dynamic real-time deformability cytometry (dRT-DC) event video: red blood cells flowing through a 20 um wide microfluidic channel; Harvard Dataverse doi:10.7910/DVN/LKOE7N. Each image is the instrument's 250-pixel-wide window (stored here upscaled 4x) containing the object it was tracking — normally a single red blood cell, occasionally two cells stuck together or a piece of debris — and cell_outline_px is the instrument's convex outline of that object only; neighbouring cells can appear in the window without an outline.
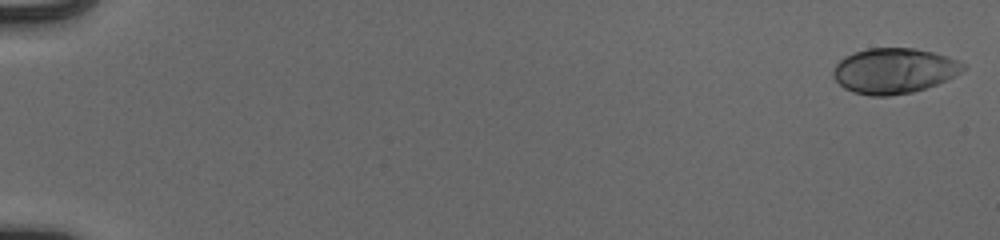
{"species": "human", "species_latin": "Homo sapiens", "temperature_condition": "cold", "stored_images_in_passage": 54, "camera_frame_rate_fps": 3000, "um_per_image_px": 0.085, "donor": {"sex": "male"}, "frame": {"image": 1, "passage_image": 1, "time_ms": 0.0, "image_size_px": [1000, 240], "cell_outline_px": [[968, 68], [956, 76], [936, 84], [912, 92], [888, 96], [872, 96], [852, 92], [844, 88], [832, 76], [832, 72], [836, 64], [844, 56], [852, 52], [868, 48], [916, 48], [948, 56], [964, 64]], "centroid_in_image_um": [75.99, 6.01], "position_along_channel_um": 9.0, "area_um2": 34.51}}
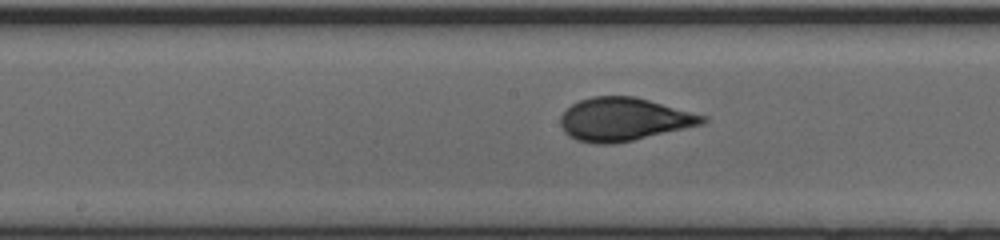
{"frame": {"image": 2, "passage_image": 30, "time_ms": 9.667, "image_size_px": [1000, 240], "cell_outline_px": [[708, 120], [704, 124], [632, 140], [612, 144], [596, 144], [576, 140], [568, 136], [564, 132], [560, 124], [560, 116], [572, 104], [580, 100], [592, 96], [636, 96], [708, 116]], "centroid_in_image_um": [53.03, 10.14], "position_along_channel_um": 195.2, "area_um2": 35.84}}
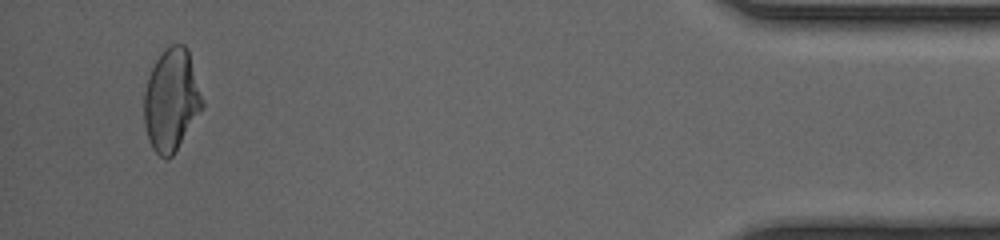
{"frame": {"image": 3, "passage_image": 52, "time_ms": 17.0, "image_size_px": [1000, 240], "cell_outline_px": [[204, 104], [200, 112], [172, 156], [168, 160], [160, 156], [152, 148], [148, 140], [144, 124], [144, 92], [148, 76], [156, 60], [172, 44], [184, 44], [188, 48], [204, 100]], "centroid_in_image_um": [14.57, 8.51], "position_along_channel_um": 420.6, "area_um2": 34.62}, "authors_computed_cell_mechanics": {"area_um2": 34.5644, "velocity_mm_per_s": 3.938, "shape_relaxation_time_tau1_ms": 5.4124, "shape_relaxation_time_tau2_ms": null, "deformation_change_tau1": 0.1986, "deformation_change_tau2": null}}